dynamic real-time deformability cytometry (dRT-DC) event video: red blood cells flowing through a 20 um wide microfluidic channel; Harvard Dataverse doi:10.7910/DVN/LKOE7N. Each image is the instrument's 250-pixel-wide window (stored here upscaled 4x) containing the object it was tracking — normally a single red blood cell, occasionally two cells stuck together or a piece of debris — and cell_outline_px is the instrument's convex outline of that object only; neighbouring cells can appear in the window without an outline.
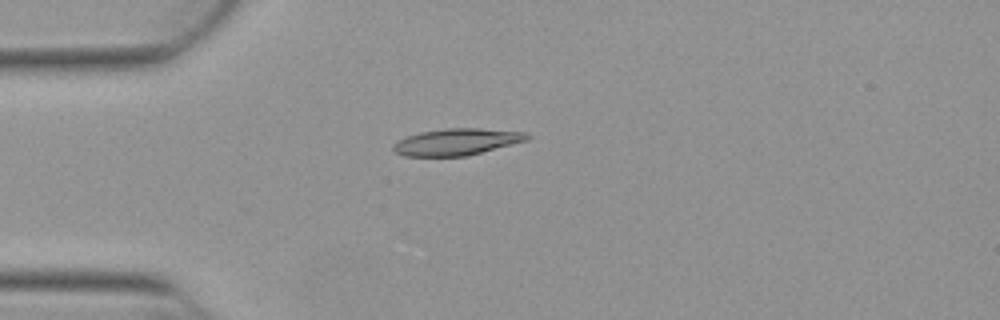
{"species": "Egyptian fruit bat (a non-hibernating species)", "species_latin": "Rousettus aegyptiacus", "temperature_condition": "warm", "stored_images_in_passage": 40, "camera_frame_rate_fps": 3000, "um_per_image_px": 0.085, "animal": {"sex": "female"}, "frame": {"image": 1, "passage_image": 1, "time_ms": 0.0, "image_size_px": [1000, 320], "cell_outline_px": [[532, 136], [528, 140], [464, 156], [404, 156], [396, 152], [392, 148], [392, 144], [408, 136], [420, 132], [444, 128], [480, 128], [524, 132]], "centroid_in_image_um": [38.81, 12.05], "position_along_channel_um": 46.2, "area_um2": 20.58}}
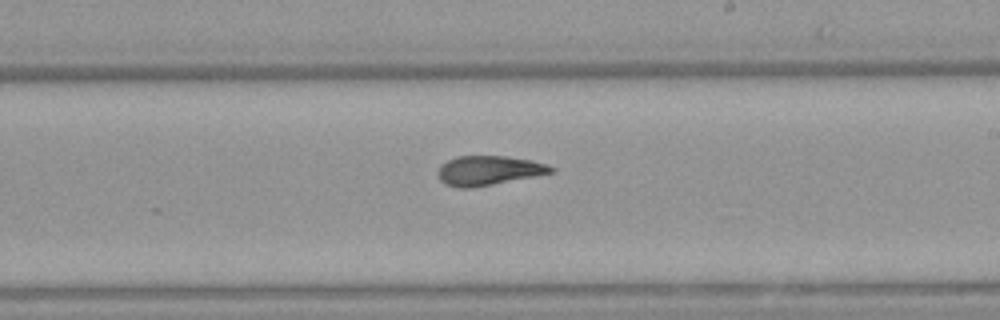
{"frame": {"image": 2, "passage_image": 18, "time_ms": 5.667, "image_size_px": [1000, 320], "cell_outline_px": [[556, 172], [472, 188], [460, 188], [444, 184], [436, 176], [436, 172], [440, 164], [456, 156], [504, 156], [532, 160], [548, 164], [556, 168]], "centroid_in_image_um": [41.52, 14.49], "position_along_channel_um": 247.5, "area_um2": 19.71}}
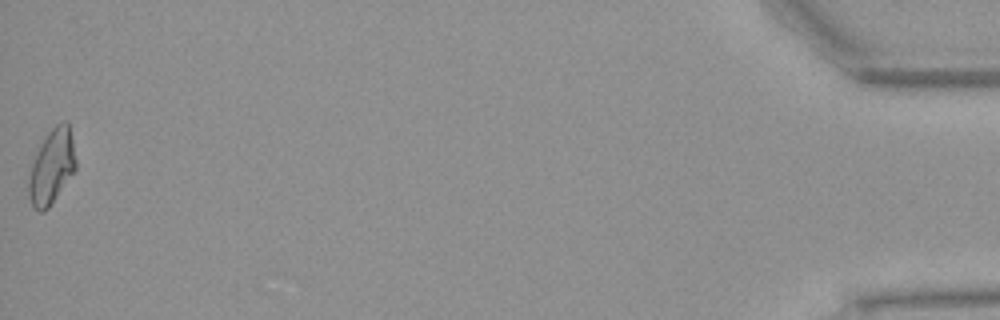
{"frame": {"image": 3, "passage_image": 40, "time_ms": 13.0, "image_size_px": [1000, 320], "cell_outline_px": [[76, 168], [48, 208], [44, 212], [40, 212], [32, 208], [28, 196], [28, 176], [36, 152], [40, 144], [48, 132], [56, 124], [64, 120], [68, 120], [76, 160]], "centroid_in_image_um": [4.37, 14.17], "position_along_channel_um": 430.8, "area_um2": 20.46}, "authors_computed_cell_mechanics": {"area_um2": 19.8543, "velocity_mm_per_s": 3.8538, "shape_relaxation_time_tau1_ms": 8.6983, "shape_relaxation_time_tau2_ms": 1.4291, "deformation_change_tau1": 0.2547, "deformation_change_tau2": 0.0771}}